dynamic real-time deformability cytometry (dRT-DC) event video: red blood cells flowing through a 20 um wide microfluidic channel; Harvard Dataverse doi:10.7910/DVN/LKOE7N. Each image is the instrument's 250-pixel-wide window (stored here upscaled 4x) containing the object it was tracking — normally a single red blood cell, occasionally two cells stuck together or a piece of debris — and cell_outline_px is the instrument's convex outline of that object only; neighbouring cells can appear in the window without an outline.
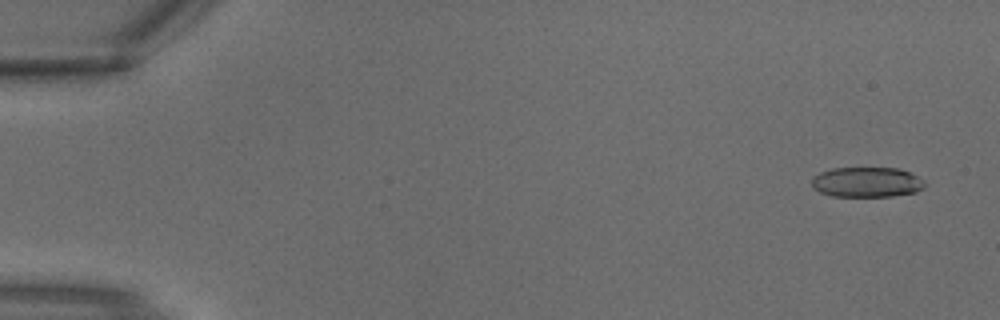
{"species": "common noctule bat (a hibernating species)", "species_latin": "Nyctalus noctula", "temperature_condition": "warm", "stored_images_in_passage": 3, "camera_frame_rate_fps": 3000, "um_per_image_px": 0.085, "animal": {"sex": "male", "body_mass_g": 18.8}, "frame": {"image": 1, "passage_image": 1, "time_ms": 0.0, "image_size_px": [1000, 320], "cell_outline_px": [[924, 188], [916, 192], [892, 196], [832, 196], [820, 192], [812, 188], [812, 176], [820, 172], [832, 168], [900, 168], [924, 180]], "centroid_in_image_um": [73.65, 15.48], "position_along_channel_um": 11.3, "area_um2": 19.88}}